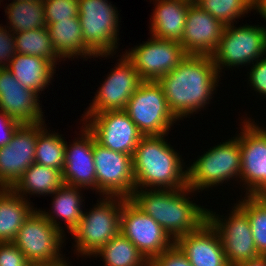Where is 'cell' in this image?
Here are the masks:
<instances>
[{"label":"cell","instance_id":"18","mask_svg":"<svg viewBox=\"0 0 266 266\" xmlns=\"http://www.w3.org/2000/svg\"><path fill=\"white\" fill-rule=\"evenodd\" d=\"M224 28L225 25L220 20L192 2L179 42L187 55L211 56L218 47Z\"/></svg>","mask_w":266,"mask_h":266},{"label":"cell","instance_id":"12","mask_svg":"<svg viewBox=\"0 0 266 266\" xmlns=\"http://www.w3.org/2000/svg\"><path fill=\"white\" fill-rule=\"evenodd\" d=\"M232 207L227 217L208 209V221L220 235L229 265L236 266L261 255L255 246L247 213L237 203Z\"/></svg>","mask_w":266,"mask_h":266},{"label":"cell","instance_id":"42","mask_svg":"<svg viewBox=\"0 0 266 266\" xmlns=\"http://www.w3.org/2000/svg\"><path fill=\"white\" fill-rule=\"evenodd\" d=\"M69 263H57V264H32L31 266H70Z\"/></svg>","mask_w":266,"mask_h":266},{"label":"cell","instance_id":"43","mask_svg":"<svg viewBox=\"0 0 266 266\" xmlns=\"http://www.w3.org/2000/svg\"><path fill=\"white\" fill-rule=\"evenodd\" d=\"M13 1H37V0H13ZM40 1H44V0H40Z\"/></svg>","mask_w":266,"mask_h":266},{"label":"cell","instance_id":"28","mask_svg":"<svg viewBox=\"0 0 266 266\" xmlns=\"http://www.w3.org/2000/svg\"><path fill=\"white\" fill-rule=\"evenodd\" d=\"M13 34L46 27L43 1H11L5 9Z\"/></svg>","mask_w":266,"mask_h":266},{"label":"cell","instance_id":"22","mask_svg":"<svg viewBox=\"0 0 266 266\" xmlns=\"http://www.w3.org/2000/svg\"><path fill=\"white\" fill-rule=\"evenodd\" d=\"M153 2H155V8L150 19V34L155 38L179 42L192 1L153 0Z\"/></svg>","mask_w":266,"mask_h":266},{"label":"cell","instance_id":"11","mask_svg":"<svg viewBox=\"0 0 266 266\" xmlns=\"http://www.w3.org/2000/svg\"><path fill=\"white\" fill-rule=\"evenodd\" d=\"M120 233L138 248L149 263L175 243L159 223L129 198L122 202Z\"/></svg>","mask_w":266,"mask_h":266},{"label":"cell","instance_id":"1","mask_svg":"<svg viewBox=\"0 0 266 266\" xmlns=\"http://www.w3.org/2000/svg\"><path fill=\"white\" fill-rule=\"evenodd\" d=\"M220 77L211 56L187 55L157 81L171 112L180 121L207 107Z\"/></svg>","mask_w":266,"mask_h":266},{"label":"cell","instance_id":"15","mask_svg":"<svg viewBox=\"0 0 266 266\" xmlns=\"http://www.w3.org/2000/svg\"><path fill=\"white\" fill-rule=\"evenodd\" d=\"M82 124L96 142L113 151L133 156L143 134L125 110H108L91 116H81Z\"/></svg>","mask_w":266,"mask_h":266},{"label":"cell","instance_id":"17","mask_svg":"<svg viewBox=\"0 0 266 266\" xmlns=\"http://www.w3.org/2000/svg\"><path fill=\"white\" fill-rule=\"evenodd\" d=\"M45 122L21 124L7 145L0 147V188H12L35 163L37 134Z\"/></svg>","mask_w":266,"mask_h":266},{"label":"cell","instance_id":"9","mask_svg":"<svg viewBox=\"0 0 266 266\" xmlns=\"http://www.w3.org/2000/svg\"><path fill=\"white\" fill-rule=\"evenodd\" d=\"M65 239V235L36 208L12 242L32 264H57L69 262L61 254Z\"/></svg>","mask_w":266,"mask_h":266},{"label":"cell","instance_id":"32","mask_svg":"<svg viewBox=\"0 0 266 266\" xmlns=\"http://www.w3.org/2000/svg\"><path fill=\"white\" fill-rule=\"evenodd\" d=\"M237 204L247 213L255 246L261 256H266V198L244 195Z\"/></svg>","mask_w":266,"mask_h":266},{"label":"cell","instance_id":"5","mask_svg":"<svg viewBox=\"0 0 266 266\" xmlns=\"http://www.w3.org/2000/svg\"><path fill=\"white\" fill-rule=\"evenodd\" d=\"M234 136L212 148L210 147L203 155L197 157L196 161L190 163L189 167H186L187 187L195 192H202L204 189L222 186L234 178L239 183L241 150L236 133Z\"/></svg>","mask_w":266,"mask_h":266},{"label":"cell","instance_id":"23","mask_svg":"<svg viewBox=\"0 0 266 266\" xmlns=\"http://www.w3.org/2000/svg\"><path fill=\"white\" fill-rule=\"evenodd\" d=\"M82 188L63 184L52 197L51 210L38 209L40 213L59 231L65 235L61 226L64 220L65 227L71 233L79 224L83 214ZM49 211V212H48ZM60 220V221H59Z\"/></svg>","mask_w":266,"mask_h":266},{"label":"cell","instance_id":"19","mask_svg":"<svg viewBox=\"0 0 266 266\" xmlns=\"http://www.w3.org/2000/svg\"><path fill=\"white\" fill-rule=\"evenodd\" d=\"M39 98L34 91L22 86L7 68L0 69V111L21 124L45 122Z\"/></svg>","mask_w":266,"mask_h":266},{"label":"cell","instance_id":"33","mask_svg":"<svg viewBox=\"0 0 266 266\" xmlns=\"http://www.w3.org/2000/svg\"><path fill=\"white\" fill-rule=\"evenodd\" d=\"M195 3L225 26L238 22L254 6V0H196Z\"/></svg>","mask_w":266,"mask_h":266},{"label":"cell","instance_id":"25","mask_svg":"<svg viewBox=\"0 0 266 266\" xmlns=\"http://www.w3.org/2000/svg\"><path fill=\"white\" fill-rule=\"evenodd\" d=\"M55 54L62 61L79 56L86 61L96 55L84 44L83 31L79 19L60 20L46 25ZM87 58V59H86Z\"/></svg>","mask_w":266,"mask_h":266},{"label":"cell","instance_id":"27","mask_svg":"<svg viewBox=\"0 0 266 266\" xmlns=\"http://www.w3.org/2000/svg\"><path fill=\"white\" fill-rule=\"evenodd\" d=\"M64 184L62 172L38 163L31 164L11 188L27 201L28 195L51 196ZM27 194V195H26ZM50 194V195H49Z\"/></svg>","mask_w":266,"mask_h":266},{"label":"cell","instance_id":"26","mask_svg":"<svg viewBox=\"0 0 266 266\" xmlns=\"http://www.w3.org/2000/svg\"><path fill=\"white\" fill-rule=\"evenodd\" d=\"M36 209L11 188H0V243L12 242Z\"/></svg>","mask_w":266,"mask_h":266},{"label":"cell","instance_id":"20","mask_svg":"<svg viewBox=\"0 0 266 266\" xmlns=\"http://www.w3.org/2000/svg\"><path fill=\"white\" fill-rule=\"evenodd\" d=\"M84 126V127H83ZM80 137L65 147L64 184L96 190V171L93 158V144L96 141L92 133L82 125Z\"/></svg>","mask_w":266,"mask_h":266},{"label":"cell","instance_id":"38","mask_svg":"<svg viewBox=\"0 0 266 266\" xmlns=\"http://www.w3.org/2000/svg\"><path fill=\"white\" fill-rule=\"evenodd\" d=\"M6 28L0 24V69L7 68L17 53L14 35Z\"/></svg>","mask_w":266,"mask_h":266},{"label":"cell","instance_id":"24","mask_svg":"<svg viewBox=\"0 0 266 266\" xmlns=\"http://www.w3.org/2000/svg\"><path fill=\"white\" fill-rule=\"evenodd\" d=\"M56 67L51 61L42 57L16 53L7 69L22 86L39 96L54 79Z\"/></svg>","mask_w":266,"mask_h":266},{"label":"cell","instance_id":"16","mask_svg":"<svg viewBox=\"0 0 266 266\" xmlns=\"http://www.w3.org/2000/svg\"><path fill=\"white\" fill-rule=\"evenodd\" d=\"M106 75L105 81L82 116H91L108 110H125L128 100L138 89L141 77L124 54ZM118 64V65H117Z\"/></svg>","mask_w":266,"mask_h":266},{"label":"cell","instance_id":"34","mask_svg":"<svg viewBox=\"0 0 266 266\" xmlns=\"http://www.w3.org/2000/svg\"><path fill=\"white\" fill-rule=\"evenodd\" d=\"M46 25L60 20L79 19L78 0H44Z\"/></svg>","mask_w":266,"mask_h":266},{"label":"cell","instance_id":"3","mask_svg":"<svg viewBox=\"0 0 266 266\" xmlns=\"http://www.w3.org/2000/svg\"><path fill=\"white\" fill-rule=\"evenodd\" d=\"M167 135L143 136L138 142L132 156L135 190L187 187L186 163Z\"/></svg>","mask_w":266,"mask_h":266},{"label":"cell","instance_id":"39","mask_svg":"<svg viewBox=\"0 0 266 266\" xmlns=\"http://www.w3.org/2000/svg\"><path fill=\"white\" fill-rule=\"evenodd\" d=\"M21 123L7 113L0 111V147L8 144Z\"/></svg>","mask_w":266,"mask_h":266},{"label":"cell","instance_id":"29","mask_svg":"<svg viewBox=\"0 0 266 266\" xmlns=\"http://www.w3.org/2000/svg\"><path fill=\"white\" fill-rule=\"evenodd\" d=\"M93 257H102L104 266H148L138 248L121 233L101 247Z\"/></svg>","mask_w":266,"mask_h":266},{"label":"cell","instance_id":"35","mask_svg":"<svg viewBox=\"0 0 266 266\" xmlns=\"http://www.w3.org/2000/svg\"><path fill=\"white\" fill-rule=\"evenodd\" d=\"M32 263L13 242L0 243V266H31Z\"/></svg>","mask_w":266,"mask_h":266},{"label":"cell","instance_id":"21","mask_svg":"<svg viewBox=\"0 0 266 266\" xmlns=\"http://www.w3.org/2000/svg\"><path fill=\"white\" fill-rule=\"evenodd\" d=\"M175 244L192 266H230L220 235L208 220L198 230L179 237Z\"/></svg>","mask_w":266,"mask_h":266},{"label":"cell","instance_id":"4","mask_svg":"<svg viewBox=\"0 0 266 266\" xmlns=\"http://www.w3.org/2000/svg\"><path fill=\"white\" fill-rule=\"evenodd\" d=\"M98 203L83 210L76 228L70 233L74 251L78 257H92L101 247L120 233V212L122 202L126 199L118 196H101Z\"/></svg>","mask_w":266,"mask_h":266},{"label":"cell","instance_id":"30","mask_svg":"<svg viewBox=\"0 0 266 266\" xmlns=\"http://www.w3.org/2000/svg\"><path fill=\"white\" fill-rule=\"evenodd\" d=\"M66 141L62 134L43 128L37 134L35 163L63 171Z\"/></svg>","mask_w":266,"mask_h":266},{"label":"cell","instance_id":"10","mask_svg":"<svg viewBox=\"0 0 266 266\" xmlns=\"http://www.w3.org/2000/svg\"><path fill=\"white\" fill-rule=\"evenodd\" d=\"M243 119L241 132L236 134L241 150L240 183H244L245 195L263 196L266 193V127L257 125L251 117Z\"/></svg>","mask_w":266,"mask_h":266},{"label":"cell","instance_id":"41","mask_svg":"<svg viewBox=\"0 0 266 266\" xmlns=\"http://www.w3.org/2000/svg\"><path fill=\"white\" fill-rule=\"evenodd\" d=\"M236 266H266V256H259L252 260L243 261Z\"/></svg>","mask_w":266,"mask_h":266},{"label":"cell","instance_id":"40","mask_svg":"<svg viewBox=\"0 0 266 266\" xmlns=\"http://www.w3.org/2000/svg\"><path fill=\"white\" fill-rule=\"evenodd\" d=\"M253 9L266 20V0H254ZM263 28L266 33V27L264 25Z\"/></svg>","mask_w":266,"mask_h":266},{"label":"cell","instance_id":"7","mask_svg":"<svg viewBox=\"0 0 266 266\" xmlns=\"http://www.w3.org/2000/svg\"><path fill=\"white\" fill-rule=\"evenodd\" d=\"M266 56V33L263 25H226L215 52L211 55L217 71L249 66Z\"/></svg>","mask_w":266,"mask_h":266},{"label":"cell","instance_id":"13","mask_svg":"<svg viewBox=\"0 0 266 266\" xmlns=\"http://www.w3.org/2000/svg\"><path fill=\"white\" fill-rule=\"evenodd\" d=\"M125 52L123 54L143 81H157L174 70L187 56L180 42L159 39L152 35L148 41Z\"/></svg>","mask_w":266,"mask_h":266},{"label":"cell","instance_id":"2","mask_svg":"<svg viewBox=\"0 0 266 266\" xmlns=\"http://www.w3.org/2000/svg\"><path fill=\"white\" fill-rule=\"evenodd\" d=\"M197 193L181 189H138L129 198L138 208L159 223L175 242L179 237L198 230L208 220V209L191 201Z\"/></svg>","mask_w":266,"mask_h":266},{"label":"cell","instance_id":"37","mask_svg":"<svg viewBox=\"0 0 266 266\" xmlns=\"http://www.w3.org/2000/svg\"><path fill=\"white\" fill-rule=\"evenodd\" d=\"M247 73L249 74L247 80L252 90L266 97V56L253 63Z\"/></svg>","mask_w":266,"mask_h":266},{"label":"cell","instance_id":"8","mask_svg":"<svg viewBox=\"0 0 266 266\" xmlns=\"http://www.w3.org/2000/svg\"><path fill=\"white\" fill-rule=\"evenodd\" d=\"M125 111L143 136L169 134L179 121L171 112L158 81H142Z\"/></svg>","mask_w":266,"mask_h":266},{"label":"cell","instance_id":"6","mask_svg":"<svg viewBox=\"0 0 266 266\" xmlns=\"http://www.w3.org/2000/svg\"><path fill=\"white\" fill-rule=\"evenodd\" d=\"M84 44L100 59L115 55L119 42V13L108 0H78Z\"/></svg>","mask_w":266,"mask_h":266},{"label":"cell","instance_id":"14","mask_svg":"<svg viewBox=\"0 0 266 266\" xmlns=\"http://www.w3.org/2000/svg\"><path fill=\"white\" fill-rule=\"evenodd\" d=\"M96 191L99 196L130 198L135 190L132 156L93 144Z\"/></svg>","mask_w":266,"mask_h":266},{"label":"cell","instance_id":"31","mask_svg":"<svg viewBox=\"0 0 266 266\" xmlns=\"http://www.w3.org/2000/svg\"><path fill=\"white\" fill-rule=\"evenodd\" d=\"M13 35L17 53L42 57L51 61L55 66L61 62L55 54L47 27L14 33Z\"/></svg>","mask_w":266,"mask_h":266},{"label":"cell","instance_id":"36","mask_svg":"<svg viewBox=\"0 0 266 266\" xmlns=\"http://www.w3.org/2000/svg\"><path fill=\"white\" fill-rule=\"evenodd\" d=\"M150 266H192L186 255L174 243L150 262Z\"/></svg>","mask_w":266,"mask_h":266}]
</instances>
